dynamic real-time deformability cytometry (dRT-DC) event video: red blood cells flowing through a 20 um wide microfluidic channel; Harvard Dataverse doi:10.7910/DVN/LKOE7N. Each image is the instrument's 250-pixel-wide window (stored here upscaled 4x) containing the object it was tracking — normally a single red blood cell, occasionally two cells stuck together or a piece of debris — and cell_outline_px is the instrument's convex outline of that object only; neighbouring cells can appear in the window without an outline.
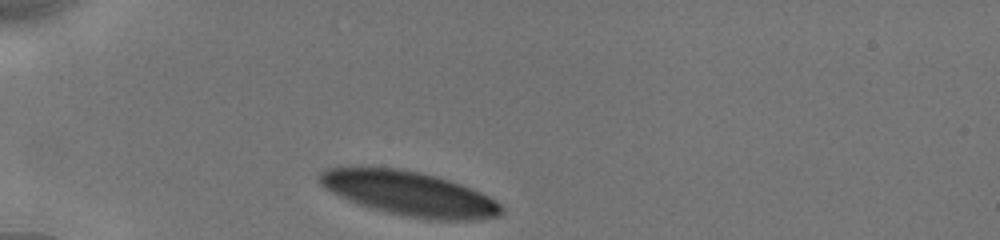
{"species": "human", "species_latin": "Homo sapiens", "temperature_condition": "cold", "stored_images_in_passage": 15, "camera_frame_rate_fps": 3000, "um_per_image_px": 0.085, "donor": {"sex": "male"}, "frame": {"image": 1, "passage_image": 1, "time_ms": 0.0, "image_size_px": [1000, 240], "cell_outline_px": [[504, 212], [500, 216], [480, 220], [432, 220], [404, 216], [384, 212], [368, 208], [348, 200], [324, 188], [320, 184], [316, 176], [324, 168], [400, 168], [436, 176], [472, 188], [496, 200], [504, 208]], "centroid_in_image_um": [34.81, 16.48], "position_along_channel_um": 50.2, "area_um2": 47.28}}
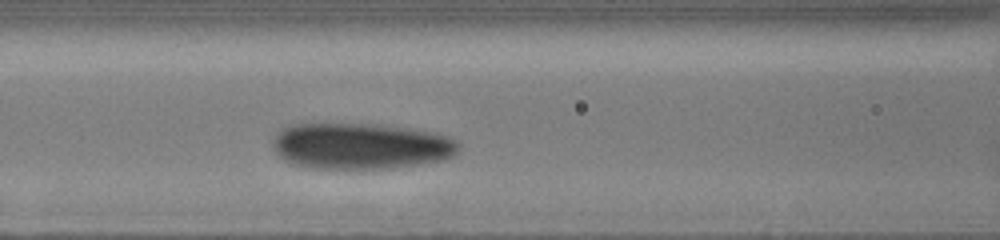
{"frame": {"image": 2, "passage_image": 9, "time_ms": 3.0, "image_size_px": [1000, 240], "cell_outline_px": [[460, 148], [452, 156], [440, 160], [392, 168], [308, 168], [292, 164], [284, 160], [276, 152], [272, 144], [272, 140], [276, 132], [284, 128], [296, 124], [380, 124], [436, 132], [448, 136], [456, 140], [460, 144]], "centroid_in_image_um": [30.65, 12.4], "position_along_channel_um": 135.9, "area_um2": 50.05}}
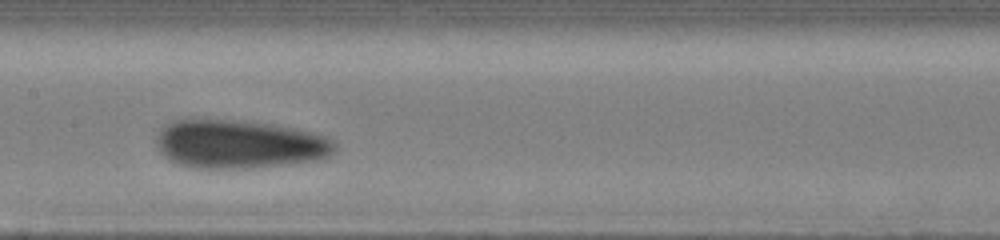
{"frame": {"image": 3, "passage_image": 13, "time_ms": 4.333, "image_size_px": [1000, 240], "cell_outline_px": [[336, 148], [328, 156], [316, 160], [288, 164], [244, 168], [196, 168], [180, 164], [164, 156], [160, 152], [156, 144], [156, 136], [160, 128], [164, 124], [172, 120], [184, 116], [236, 120], [272, 124], [292, 128], [328, 136], [336, 140]], "centroid_in_image_um": [20.26, 12.21], "position_along_channel_um": 187.1, "area_um2": 51.38}}